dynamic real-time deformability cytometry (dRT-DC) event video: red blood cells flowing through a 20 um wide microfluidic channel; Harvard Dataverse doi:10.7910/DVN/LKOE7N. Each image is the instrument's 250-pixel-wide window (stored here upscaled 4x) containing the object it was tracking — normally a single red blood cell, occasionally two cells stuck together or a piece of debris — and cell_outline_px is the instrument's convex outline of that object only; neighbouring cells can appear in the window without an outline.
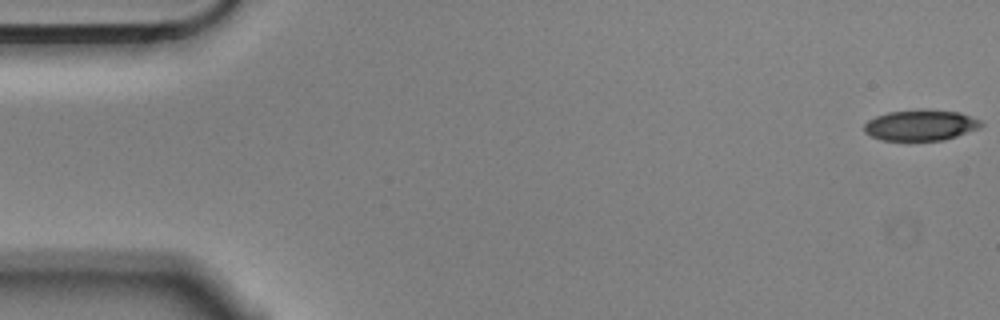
{"species": "Egyptian fruit bat (a non-hibernating species)", "species_latin": "Rousettus aegyptiacus", "temperature_condition": "cold", "stored_images_in_passage": 5, "camera_frame_rate_fps": 3000, "um_per_image_px": 0.085, "animal": {"sex": "male"}, "frame": {"image": 1, "passage_image": 1, "time_ms": 0.0, "image_size_px": [1000, 320], "cell_outline_px": [[984, 124], [980, 128], [944, 140], [880, 140], [864, 132], [864, 124], [868, 120], [876, 116], [888, 112], [920, 108], [924, 108], [960, 112], [980, 120]], "centroid_in_image_um": [78.26, 10.62], "position_along_channel_um": 6.7, "area_um2": 21.27}}
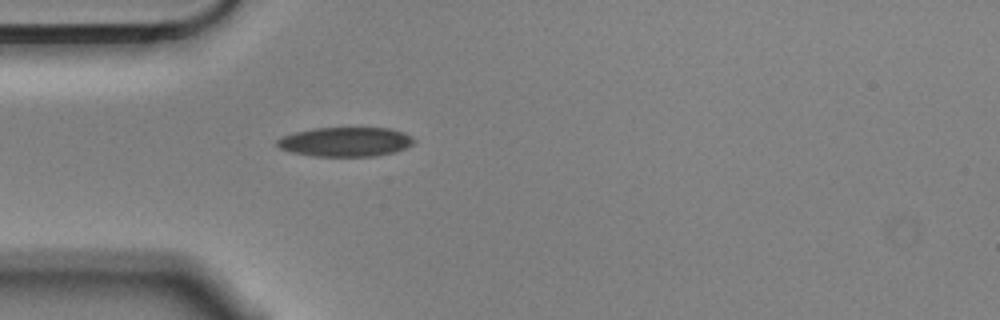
{"frame": {"image": 2, "passage_image": 5, "time_ms": 1.333, "image_size_px": [1000, 320], "cell_outline_px": [[416, 140], [412, 144], [404, 148], [392, 152], [376, 156], [312, 156], [292, 152], [280, 148], [276, 144], [276, 140], [284, 136], [296, 132], [312, 128], [388, 128], [404, 132], [412, 136]], "centroid_in_image_um": [29.37, 12.05], "position_along_channel_um": 55.6, "area_um2": 23.29}}